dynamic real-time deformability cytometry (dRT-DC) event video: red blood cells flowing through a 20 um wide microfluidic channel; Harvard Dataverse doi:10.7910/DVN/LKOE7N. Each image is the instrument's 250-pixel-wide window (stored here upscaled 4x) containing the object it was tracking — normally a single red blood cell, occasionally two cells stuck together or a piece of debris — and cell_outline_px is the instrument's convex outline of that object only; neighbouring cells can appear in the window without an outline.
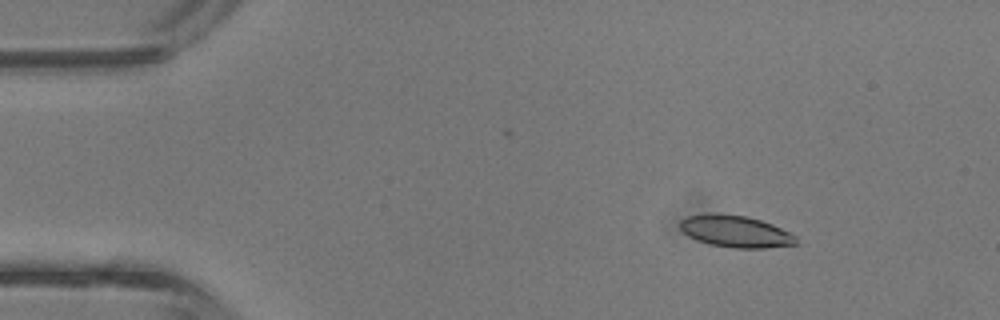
{"species": "common noctule bat (a hibernating species)", "species_latin": "Nyctalus noctula", "temperature_condition": "room temperature", "stored_images_in_passage": 3, "camera_frame_rate_fps": 3000, "um_per_image_px": 0.085, "animal": {"sex": "male", "body_mass_g": 13.3}, "frame": {"image": 1, "passage_image": 2, "time_ms": 0.333, "image_size_px": [1000, 320], "cell_outline_px": [[796, 244], [764, 248], [732, 248], [708, 244], [688, 236], [680, 228], [680, 220], [688, 216], [712, 212], [716, 212], [748, 216], [772, 224], [796, 236]], "centroid_in_image_um": [62.48, 19.65], "position_along_channel_um": 22.5, "area_um2": 21.62}}